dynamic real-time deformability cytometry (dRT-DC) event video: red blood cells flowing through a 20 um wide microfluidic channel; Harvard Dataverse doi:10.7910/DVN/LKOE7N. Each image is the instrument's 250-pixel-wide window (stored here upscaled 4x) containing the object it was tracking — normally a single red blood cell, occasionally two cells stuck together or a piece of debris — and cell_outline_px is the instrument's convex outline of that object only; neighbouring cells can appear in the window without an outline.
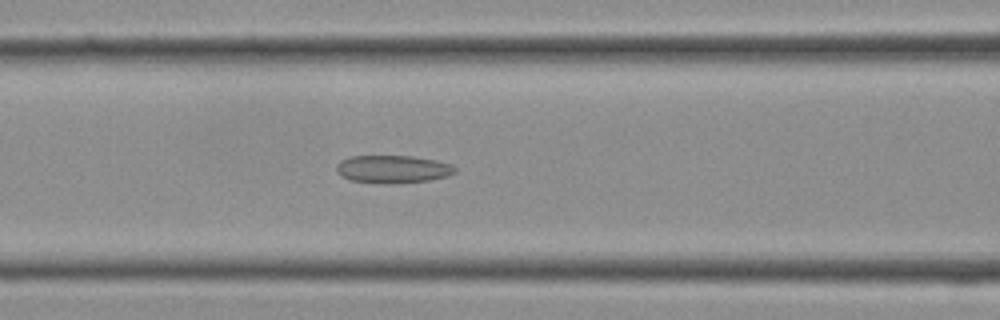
{"species": "Egyptian fruit bat (a non-hibernating species)", "species_latin": "Rousettus aegyptiacus", "temperature_condition": "cold", "stored_images_in_passage": 16, "camera_frame_rate_fps": 3000, "um_per_image_px": 0.085, "frame": {"image": 1, "passage_image": 12, "time_ms": 3.667, "image_size_px": [1000, 320], "cell_outline_px": [[456, 172], [448, 176], [428, 180], [388, 184], [348, 180], [340, 176], [336, 172], [336, 164], [340, 160], [352, 156], [412, 156], [452, 164], [456, 168]], "centroid_in_image_um": [33.34, 14.38], "position_along_channel_um": 133.3, "area_um2": 19.25}}
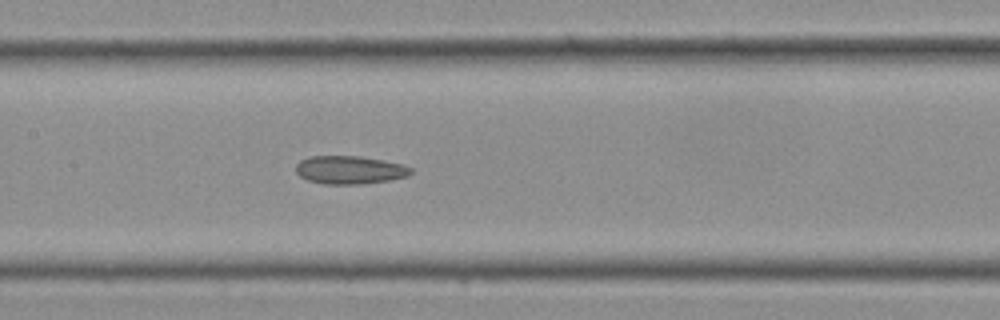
{"frame": {"image": 2, "passage_image": 14, "time_ms": 4.333, "image_size_px": [1000, 320], "cell_outline_px": [[412, 172], [408, 176], [388, 180], [360, 184], [324, 184], [308, 180], [300, 176], [296, 172], [296, 164], [300, 160], [312, 156], [360, 156], [384, 160], [404, 164], [412, 168]], "centroid_in_image_um": [29.74, 14.43], "position_along_channel_um": 177.7, "area_um2": 18.9}}
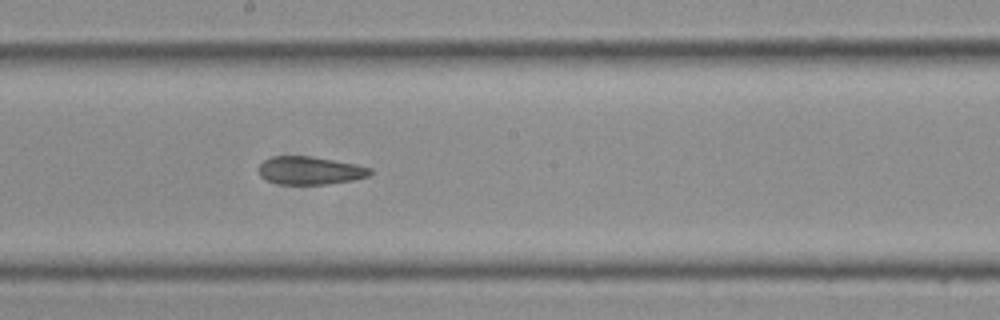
{"frame": {"image": 3, "passage_image": 16, "time_ms": 5.0, "image_size_px": [1000, 320], "cell_outline_px": [[372, 176], [352, 180], [328, 184], [280, 184], [268, 180], [260, 176], [256, 168], [264, 160], [272, 156], [312, 156], [356, 164], [372, 168]], "centroid_in_image_um": [26.36, 14.49], "position_along_channel_um": 221.8, "area_um2": 18.38}}